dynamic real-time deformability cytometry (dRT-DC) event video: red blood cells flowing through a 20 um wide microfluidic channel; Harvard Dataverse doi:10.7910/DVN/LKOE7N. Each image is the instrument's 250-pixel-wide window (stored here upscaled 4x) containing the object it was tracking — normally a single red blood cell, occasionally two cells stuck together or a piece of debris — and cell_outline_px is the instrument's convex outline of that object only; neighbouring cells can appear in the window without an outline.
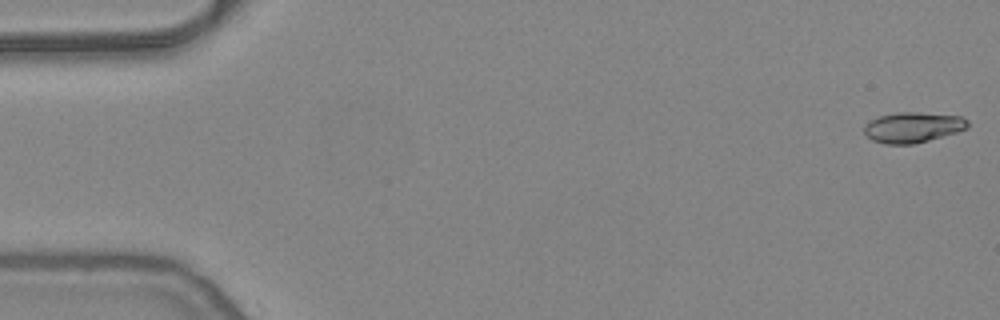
{"species": "common noctule bat (a hibernating species)", "species_latin": "Nyctalus noctula", "temperature_condition": "warm", "stored_images_in_passage": 54, "camera_frame_rate_fps": 3000, "um_per_image_px": 0.085, "animal": {"sex": "female", "body_mass_g": 24.6, "forearm_length_mm": 56.2}, "frame": {"image": 1, "passage_image": 1, "time_ms": 0.0, "image_size_px": [1000, 320], "cell_outline_px": [[968, 128], [956, 132], [928, 140], [912, 144], [884, 144], [872, 140], [864, 132], [864, 124], [880, 116], [896, 112], [920, 112], [960, 116], [968, 120]], "centroid_in_image_um": [77.58, 10.82], "position_along_channel_um": 7.4, "area_um2": 18.26}}
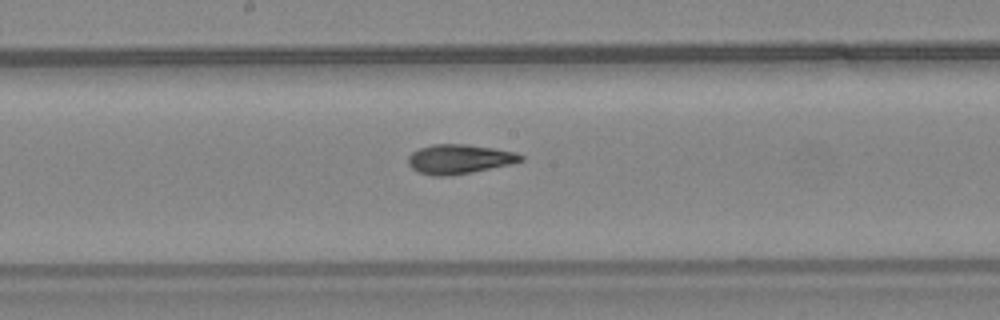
{"frame": {"image": 2, "passage_image": 28, "time_ms": 9.0, "image_size_px": [1000, 320], "cell_outline_px": [[524, 160], [512, 164], [472, 172], [448, 176], [432, 176], [420, 172], [412, 168], [408, 164], [408, 156], [412, 152], [420, 148], [432, 144], [464, 144], [492, 148], [516, 152], [524, 156]], "centroid_in_image_um": [39.05, 13.52], "position_along_channel_um": 209.2, "area_um2": 19.31}}
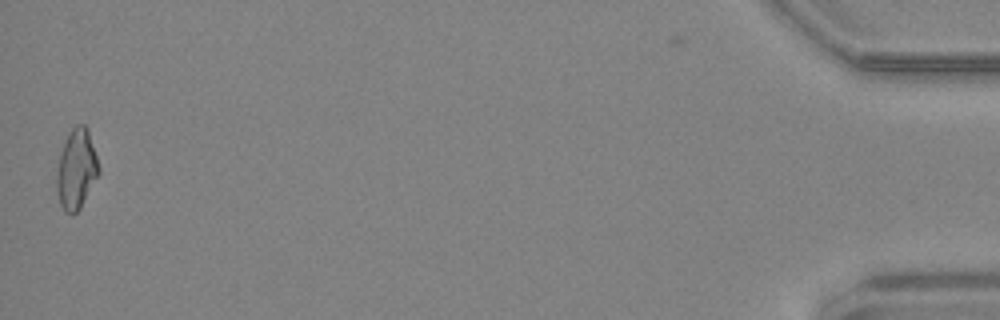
{"frame": {"image": 3, "passage_image": 53, "time_ms": 17.333, "image_size_px": [1000, 320], "cell_outline_px": [[100, 172], [80, 208], [72, 216], [64, 212], [60, 204], [56, 192], [56, 176], [60, 152], [68, 132], [76, 124], [84, 124], [88, 132], [100, 168]], "centroid_in_image_um": [6.47, 14.41], "position_along_channel_um": 428.7, "area_um2": 19.59}, "authors_computed_cell_mechanics": {"area_um2": 18.6983, "velocity_mm_per_s": 3.8292, "shape_relaxation_time_tau1_ms": null, "shape_relaxation_time_tau2_ms": 1.6549, "deformation_change_tau1": null, "deformation_change_tau2": 0.0837}}